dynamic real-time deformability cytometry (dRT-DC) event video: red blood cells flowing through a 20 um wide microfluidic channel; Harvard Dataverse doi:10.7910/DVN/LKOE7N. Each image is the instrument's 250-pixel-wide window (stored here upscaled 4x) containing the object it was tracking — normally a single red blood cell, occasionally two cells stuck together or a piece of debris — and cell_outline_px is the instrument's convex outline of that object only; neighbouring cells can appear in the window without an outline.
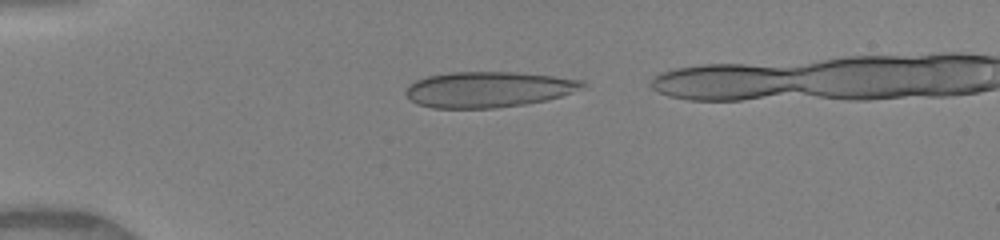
{"species": "human", "species_latin": "Homo sapiens", "temperature_condition": "warm", "stored_images_in_passage": 36, "camera_frame_rate_fps": 3000, "um_per_image_px": 0.085, "donor": {"sex": "female"}, "frame": {"image": 1, "passage_image": 4, "time_ms": 1.0, "image_size_px": [1000, 240], "cell_outline_px": [[588, 84], [560, 96], [544, 100], [524, 104], [496, 108], [432, 108], [416, 104], [404, 92], [416, 80], [428, 76], [448, 72], [516, 72], [552, 76], [584, 80]], "centroid_in_image_um": [41.48, 7.6], "position_along_channel_um": 43.5, "area_um2": 36.47}}
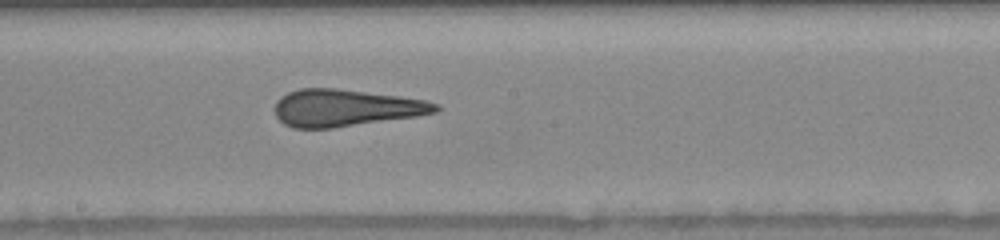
{"frame": {"image": 2, "passage_image": 19, "time_ms": 6.0, "image_size_px": [1000, 240], "cell_outline_px": [[440, 108], [436, 112], [416, 116], [332, 128], [292, 128], [284, 124], [276, 116], [276, 100], [280, 96], [288, 92], [300, 88], [336, 88], [396, 96], [424, 100], [440, 104]], "centroid_in_image_um": [29.34, 9.17], "position_along_channel_um": 218.9, "area_um2": 34.45}}
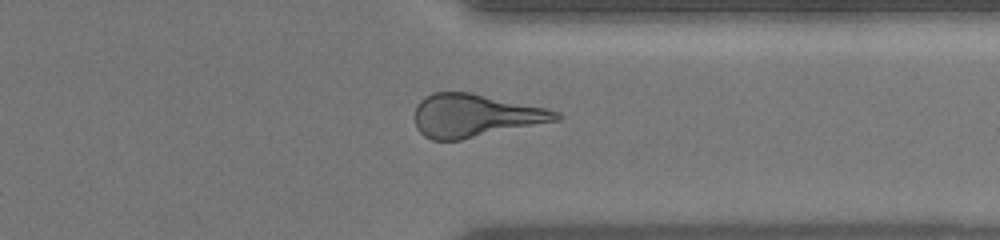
{"frame": {"image": 3, "passage_image": 30, "time_ms": 9.667, "image_size_px": [1000, 240], "cell_outline_px": [[564, 116], [560, 120], [460, 140], [432, 140], [424, 136], [416, 128], [416, 104], [424, 96], [432, 92], [472, 92], [548, 108], [560, 112]], "centroid_in_image_um": [40.41, 9.81], "position_along_channel_um": 371.0, "area_um2": 35.72}}